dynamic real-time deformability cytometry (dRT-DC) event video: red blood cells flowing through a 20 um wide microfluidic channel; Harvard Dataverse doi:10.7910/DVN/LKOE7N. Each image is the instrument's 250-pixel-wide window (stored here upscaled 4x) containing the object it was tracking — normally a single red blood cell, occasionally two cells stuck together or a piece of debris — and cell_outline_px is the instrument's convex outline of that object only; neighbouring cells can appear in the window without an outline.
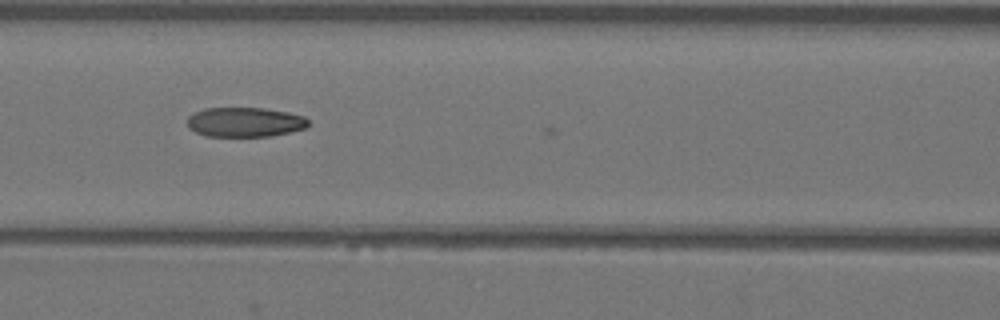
{"species": "Egyptian fruit bat (a non-hibernating species)", "species_latin": "Rousettus aegyptiacus", "temperature_condition": "warm", "stored_images_in_passage": 8, "camera_frame_rate_fps": 3000, "um_per_image_px": 0.085, "animal": {"sex": "female"}, "frame": {"image": 1, "passage_image": 6, "time_ms": 1.667, "image_size_px": [1000, 320], "cell_outline_px": [[308, 124], [304, 128], [272, 136], [204, 136], [188, 128], [188, 116], [204, 108], [264, 108], [288, 112], [304, 116], [308, 120]], "centroid_in_image_um": [20.79, 10.38], "position_along_channel_um": 145.8, "area_um2": 20.81}}